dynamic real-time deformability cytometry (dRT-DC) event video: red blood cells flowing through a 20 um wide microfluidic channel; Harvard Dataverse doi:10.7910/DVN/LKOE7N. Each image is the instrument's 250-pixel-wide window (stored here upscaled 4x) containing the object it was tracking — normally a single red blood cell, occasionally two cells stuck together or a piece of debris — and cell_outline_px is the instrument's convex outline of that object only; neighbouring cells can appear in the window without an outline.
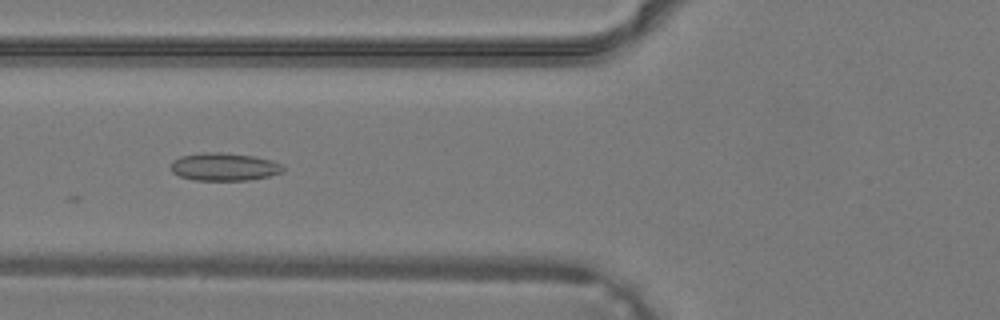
{"species": "common noctule bat (a hibernating species)", "species_latin": "Nyctalus noctula", "temperature_condition": "warm", "stored_images_in_passage": 25, "camera_frame_rate_fps": 3000, "um_per_image_px": 0.085, "animal": {"sex": "male", "body_mass_g": 19.2, "forearm_length_mm": 51.8}, "frame": {"image": 1, "passage_image": 3, "time_ms": 0.667, "image_size_px": [1000, 320], "cell_outline_px": [[284, 172], [268, 176], [248, 180], [192, 180], [180, 176], [172, 172], [172, 160], [180, 156], [204, 152], [220, 152], [252, 156], [272, 160], [280, 164], [284, 168]], "centroid_in_image_um": [19.04, 14.18], "position_along_channel_um": 106.8, "area_um2": 18.15}}
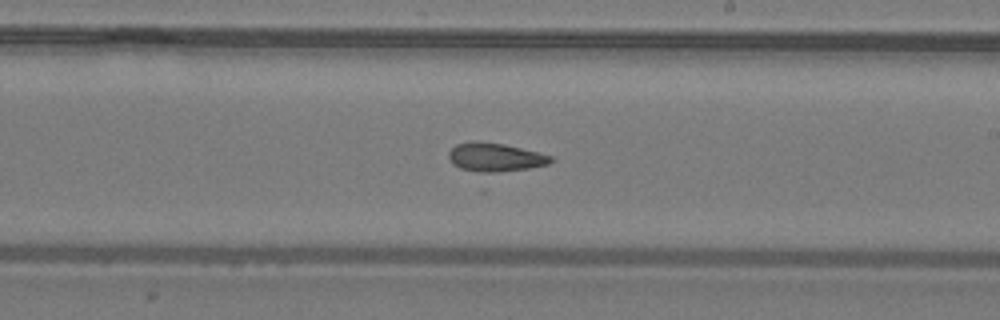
{"frame": {"image": 2, "passage_image": 11, "time_ms": 3.333, "image_size_px": [1000, 320], "cell_outline_px": [[556, 160], [548, 164], [528, 168], [484, 176], [460, 168], [452, 164], [448, 156], [448, 152], [456, 144], [504, 144], [552, 156]], "centroid_in_image_um": [42.1, 13.46], "position_along_channel_um": 246.9, "area_um2": 16.99}}
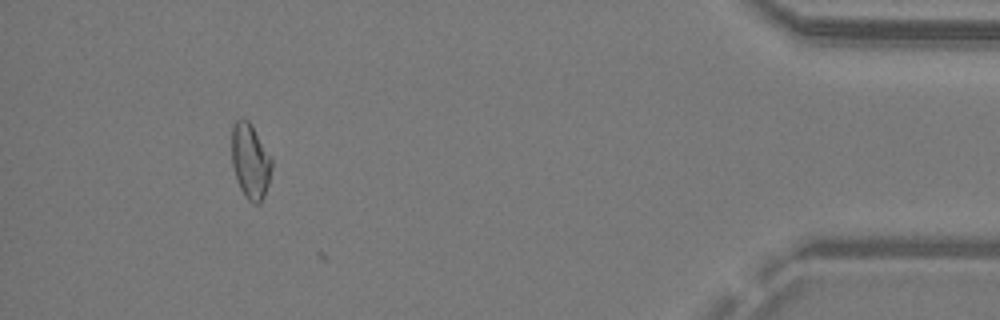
{"frame": {"image": 3, "passage_image": 24, "time_ms": 7.667, "image_size_px": [1000, 320], "cell_outline_px": [[272, 168], [268, 184], [264, 196], [260, 204], [252, 204], [244, 196], [236, 180], [232, 164], [232, 128], [236, 120], [248, 120], [252, 124], [272, 160]], "centroid_in_image_um": [21.27, 13.74], "position_along_channel_um": 413.9, "area_um2": 17.51}}